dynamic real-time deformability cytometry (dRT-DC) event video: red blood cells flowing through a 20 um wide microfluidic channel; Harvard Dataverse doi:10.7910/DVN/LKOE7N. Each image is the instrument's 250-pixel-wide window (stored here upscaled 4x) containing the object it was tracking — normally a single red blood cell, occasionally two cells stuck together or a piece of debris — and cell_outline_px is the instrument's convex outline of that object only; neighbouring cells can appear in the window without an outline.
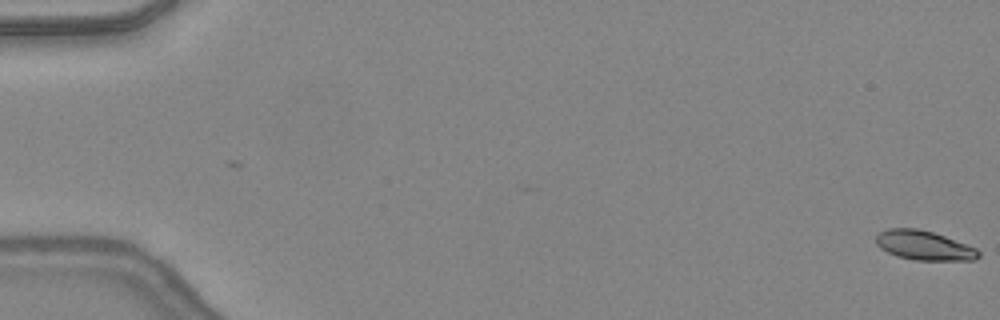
{"species": "common noctule bat (a hibernating species)", "species_latin": "Nyctalus noctula", "temperature_condition": "warm", "stored_images_in_passage": 48, "camera_frame_rate_fps": 3000, "um_per_image_px": 0.085, "animal": {"sex": "female", "body_mass_g": 24.6, "forearm_length_mm": 56.2}, "frame": {"image": 1, "passage_image": 1, "time_ms": 0.0, "image_size_px": [1000, 320], "cell_outline_px": [[980, 256], [976, 260], [916, 260], [896, 256], [880, 248], [876, 244], [876, 236], [880, 232], [888, 228], [916, 228], [932, 232], [944, 236], [976, 248], [980, 252]], "centroid_in_image_um": [78.53, 20.86], "position_along_channel_um": 6.5, "area_um2": 17.46}}
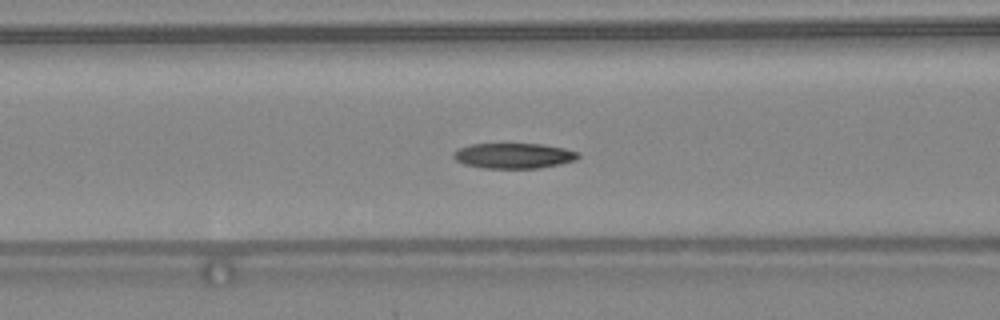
{"frame": {"image": 2, "passage_image": 21, "time_ms": 6.667, "image_size_px": [1000, 320], "cell_outline_px": [[580, 156], [576, 160], [560, 164], [540, 168], [484, 168], [464, 164], [456, 160], [452, 156], [452, 152], [460, 148], [472, 144], [540, 144], [564, 148], [580, 152]], "centroid_in_image_um": [43.68, 13.24], "position_along_channel_um": 122.9, "area_um2": 18.44}}
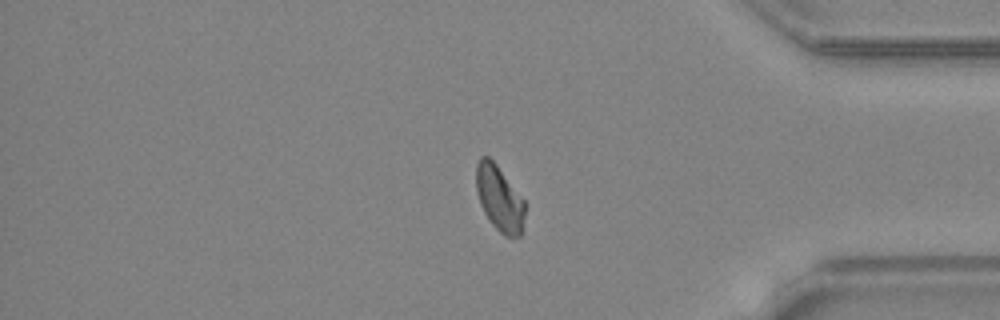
{"frame": {"image": 3, "passage_image": 41, "time_ms": 13.333, "image_size_px": [1000, 320], "cell_outline_px": [[524, 232], [520, 236], [504, 236], [492, 224], [484, 212], [480, 204], [476, 192], [476, 164], [480, 156], [488, 156], [496, 164], [524, 200]], "centroid_in_image_um": [42.44, 16.88], "position_along_channel_um": 392.8, "area_um2": 18.61}, "authors_computed_cell_mechanics": {"area_um2": 18.6405, "velocity_mm_per_s": 4.383, "shape_relaxation_time_tau1_ms": 6.0556, "shape_relaxation_time_tau2_ms": 3.7865, "deformation_change_tau1": 0.1773, "deformation_change_tau2": 0.0884}}